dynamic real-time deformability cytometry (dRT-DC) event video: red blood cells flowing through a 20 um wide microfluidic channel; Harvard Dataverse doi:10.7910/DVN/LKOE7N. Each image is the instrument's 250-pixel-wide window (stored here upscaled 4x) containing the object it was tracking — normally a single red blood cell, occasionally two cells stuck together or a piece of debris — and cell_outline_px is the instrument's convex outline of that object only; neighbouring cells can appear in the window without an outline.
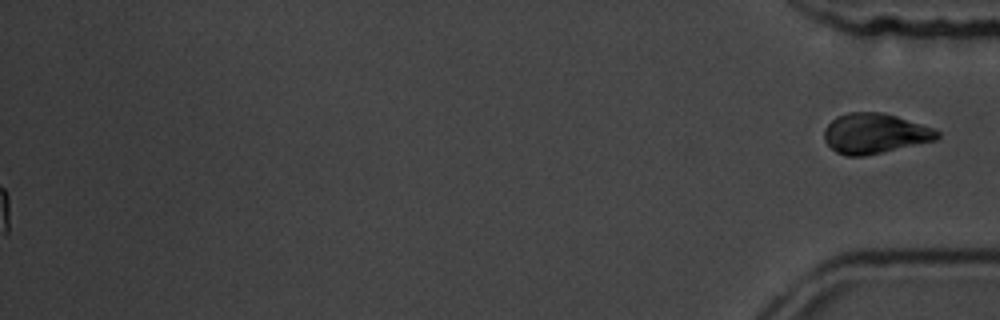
{"species": "common noctule bat (a hibernating species)", "species_latin": "Nyctalus noctula", "temperature_condition": "room temperature", "stored_images_in_passage": 51, "segment_of_instrument_passage": [2, 2], "camera_frame_rate_fps": 3000, "um_per_image_px": 0.085, "animal": {"sex": "male", "body_mass_g": 19.5, "forearm_length_mm": 54.6}, "frame": {"image": 1, "passage_image": 51, "time_ms": 16.667, "image_size_px": [1000, 320], "cell_outline_px": [[940, 136], [936, 140], [864, 156], [844, 156], [836, 152], [824, 140], [824, 128], [836, 116], [848, 112], [880, 112], [896, 116], [936, 128], [940, 132]], "centroid_in_image_um": [74.36, 11.34], "position_along_channel_um": 360.8, "area_um2": 26.53}}